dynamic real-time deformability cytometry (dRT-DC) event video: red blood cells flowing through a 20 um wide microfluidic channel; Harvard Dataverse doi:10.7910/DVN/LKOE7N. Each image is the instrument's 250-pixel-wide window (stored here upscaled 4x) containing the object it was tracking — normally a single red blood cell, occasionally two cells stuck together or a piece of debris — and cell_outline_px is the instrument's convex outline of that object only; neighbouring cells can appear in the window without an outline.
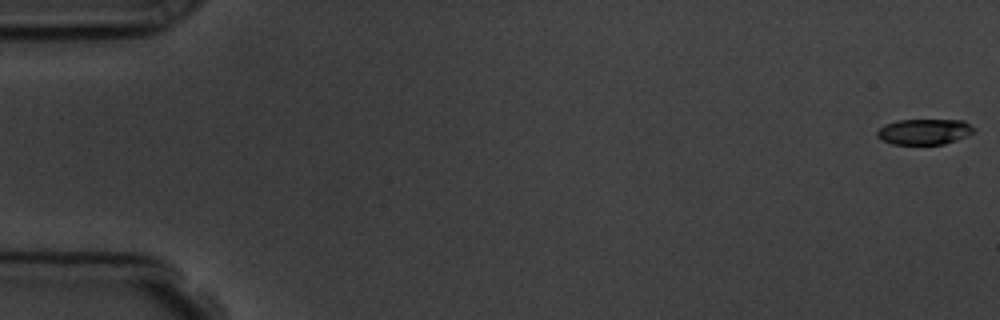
{"species": "common noctule bat (a hibernating species)", "species_latin": "Nyctalus noctula", "temperature_condition": "room temperature", "stored_images_in_passage": 8, "camera_frame_rate_fps": 3000, "um_per_image_px": 0.085, "animal": {"sex": "male", "body_mass_g": 19.5, "forearm_length_mm": 54.6}, "frame": {"image": 1, "passage_image": 1, "time_ms": 0.0, "image_size_px": [1000, 320], "cell_outline_px": [[972, 132], [968, 136], [944, 144], [892, 144], [880, 140], [876, 136], [876, 132], [884, 124], [896, 120], [964, 120], [972, 128]], "centroid_in_image_um": [78.5, 11.19], "position_along_channel_um": 6.5, "area_um2": 14.45}}
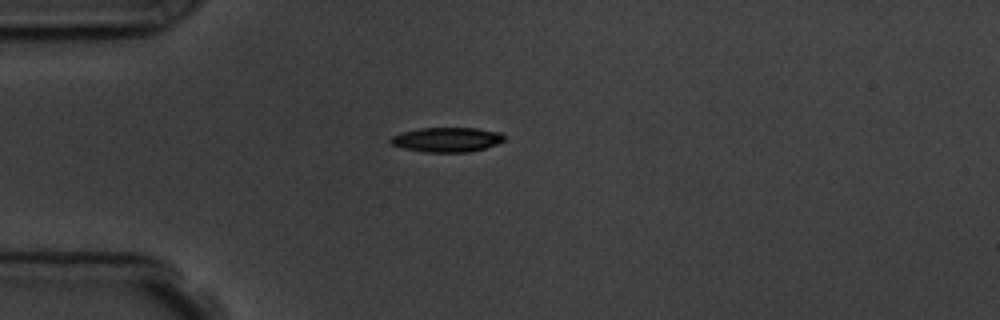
{"frame": {"image": 2, "passage_image": 5, "time_ms": 4.667, "image_size_px": [1000, 320], "cell_outline_px": [[504, 140], [496, 144], [484, 148], [468, 152], [424, 152], [404, 148], [392, 144], [388, 140], [392, 136], [404, 132], [420, 128], [476, 128], [500, 132], [504, 136]], "centroid_in_image_um": [37.98, 11.87], "position_along_channel_um": 47.0, "area_um2": 16.13}}
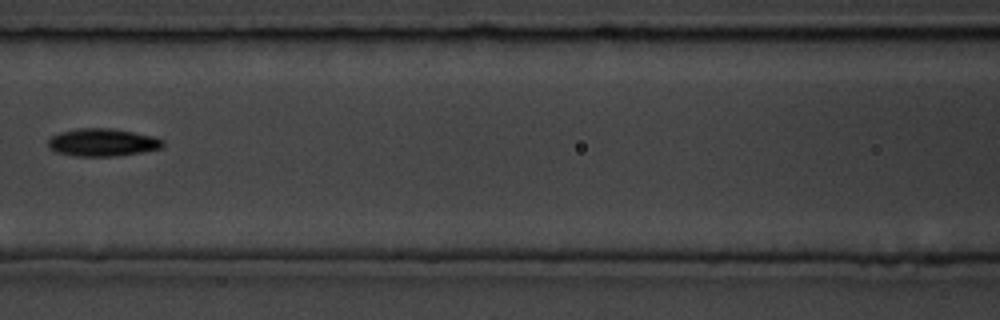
{"frame": {"image": 3, "passage_image": 8, "time_ms": 8.0, "image_size_px": [1000, 320], "cell_outline_px": [[164, 144], [160, 148], [140, 152], [116, 156], [76, 156], [56, 152], [48, 144], [48, 140], [52, 136], [60, 132], [80, 128], [112, 128], [156, 136], [164, 140]], "centroid_in_image_um": [8.74, 12.09], "position_along_channel_um": 157.9, "area_um2": 18.44}}